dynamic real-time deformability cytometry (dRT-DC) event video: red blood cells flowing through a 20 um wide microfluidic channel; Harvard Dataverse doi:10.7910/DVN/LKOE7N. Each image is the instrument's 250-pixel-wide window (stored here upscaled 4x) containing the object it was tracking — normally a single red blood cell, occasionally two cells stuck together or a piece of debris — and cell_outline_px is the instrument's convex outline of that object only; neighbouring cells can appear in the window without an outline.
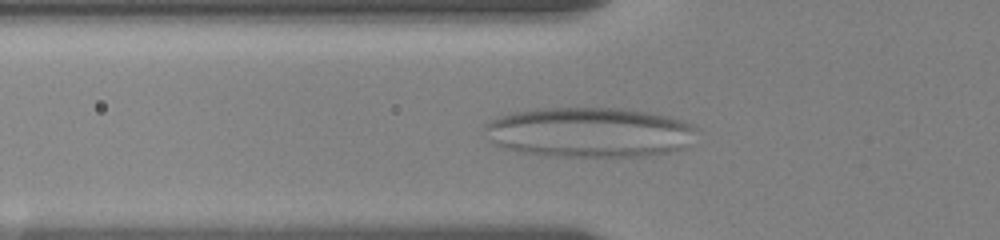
{"species": "human", "species_latin": "Homo sapiens", "temperature_condition": "room temperature", "stored_images_in_passage": 43, "camera_frame_rate_fps": 3000, "um_per_image_px": 0.085, "donor": {"sex": "female"}, "frame": {"image": 1, "passage_image": 4, "time_ms": 1.0, "image_size_px": [1000, 240], "cell_outline_px": [[696, 128], [688, 148], [668, 152], [644, 156], [544, 156], [516, 152], [504, 148], [488, 140], [484, 128], [484, 124], [492, 120], [512, 112], [536, 108], [628, 108], [668, 116], [684, 120], [692, 124]], "centroid_in_image_um": [50.1, 11.25], "position_along_channel_um": 75.7, "area_um2": 62.37}}
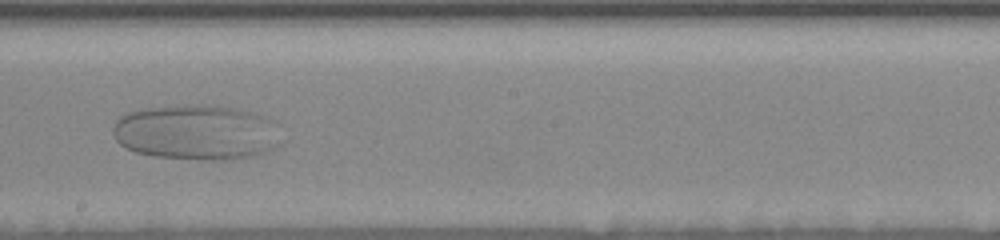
{"frame": {"image": 2, "passage_image": 18, "time_ms": 5.667, "image_size_px": [1000, 240], "cell_outline_px": [[284, 144], [256, 156], [232, 160], [200, 160], [156, 156], [136, 152], [120, 144], [116, 140], [112, 132], [112, 128], [116, 120], [120, 116], [128, 112], [144, 108], [188, 104], [212, 104], [236, 108], [252, 112], [264, 116], [272, 120]], "centroid_in_image_um": [16.73, 11.25], "position_along_channel_um": 231.5, "area_um2": 55.08}}